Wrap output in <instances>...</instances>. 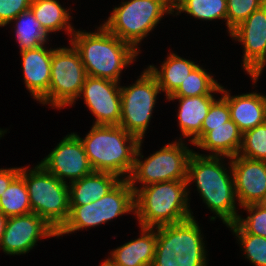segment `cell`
I'll return each mask as SVG.
<instances>
[{"label": "cell", "instance_id": "20", "mask_svg": "<svg viewBox=\"0 0 266 266\" xmlns=\"http://www.w3.org/2000/svg\"><path fill=\"white\" fill-rule=\"evenodd\" d=\"M169 101L179 100L178 124L182 136L190 138L194 144L201 138V129L205 117L208 115L213 96H194V97H169Z\"/></svg>", "mask_w": 266, "mask_h": 266}, {"label": "cell", "instance_id": "7", "mask_svg": "<svg viewBox=\"0 0 266 266\" xmlns=\"http://www.w3.org/2000/svg\"><path fill=\"white\" fill-rule=\"evenodd\" d=\"M181 139L163 146L144 160H141L144 156L141 153L143 142L140 140L134 167L128 178L131 187L135 188L138 182L145 187L159 182L186 180L189 158L194 151Z\"/></svg>", "mask_w": 266, "mask_h": 266}, {"label": "cell", "instance_id": "13", "mask_svg": "<svg viewBox=\"0 0 266 266\" xmlns=\"http://www.w3.org/2000/svg\"><path fill=\"white\" fill-rule=\"evenodd\" d=\"M48 237H57V231L37 214L11 216L7 217L0 248L7 255L26 254L38 240Z\"/></svg>", "mask_w": 266, "mask_h": 266}, {"label": "cell", "instance_id": "27", "mask_svg": "<svg viewBox=\"0 0 266 266\" xmlns=\"http://www.w3.org/2000/svg\"><path fill=\"white\" fill-rule=\"evenodd\" d=\"M222 85L212 75L197 66L170 97L214 96L221 93Z\"/></svg>", "mask_w": 266, "mask_h": 266}, {"label": "cell", "instance_id": "37", "mask_svg": "<svg viewBox=\"0 0 266 266\" xmlns=\"http://www.w3.org/2000/svg\"><path fill=\"white\" fill-rule=\"evenodd\" d=\"M7 217L0 212V242L4 233Z\"/></svg>", "mask_w": 266, "mask_h": 266}, {"label": "cell", "instance_id": "8", "mask_svg": "<svg viewBox=\"0 0 266 266\" xmlns=\"http://www.w3.org/2000/svg\"><path fill=\"white\" fill-rule=\"evenodd\" d=\"M135 212L134 190L128 179H122L112 190L97 201L86 205H70V214L57 232V237L84 228L107 223L125 213Z\"/></svg>", "mask_w": 266, "mask_h": 266}, {"label": "cell", "instance_id": "26", "mask_svg": "<svg viewBox=\"0 0 266 266\" xmlns=\"http://www.w3.org/2000/svg\"><path fill=\"white\" fill-rule=\"evenodd\" d=\"M0 212L6 217L32 213L28 189L24 178L20 174L1 194Z\"/></svg>", "mask_w": 266, "mask_h": 266}, {"label": "cell", "instance_id": "35", "mask_svg": "<svg viewBox=\"0 0 266 266\" xmlns=\"http://www.w3.org/2000/svg\"><path fill=\"white\" fill-rule=\"evenodd\" d=\"M152 266H207V257H189L186 254L176 257L155 256Z\"/></svg>", "mask_w": 266, "mask_h": 266}, {"label": "cell", "instance_id": "23", "mask_svg": "<svg viewBox=\"0 0 266 266\" xmlns=\"http://www.w3.org/2000/svg\"><path fill=\"white\" fill-rule=\"evenodd\" d=\"M197 66L198 64L195 62L170 52L160 70L154 65L147 68L157 79L161 92H164L166 98H169Z\"/></svg>", "mask_w": 266, "mask_h": 266}, {"label": "cell", "instance_id": "9", "mask_svg": "<svg viewBox=\"0 0 266 266\" xmlns=\"http://www.w3.org/2000/svg\"><path fill=\"white\" fill-rule=\"evenodd\" d=\"M71 47L54 48L51 60V78L48 93L39 101L54 109L72 106L82 91L87 73L80 55Z\"/></svg>", "mask_w": 266, "mask_h": 266}, {"label": "cell", "instance_id": "39", "mask_svg": "<svg viewBox=\"0 0 266 266\" xmlns=\"http://www.w3.org/2000/svg\"><path fill=\"white\" fill-rule=\"evenodd\" d=\"M100 266H112L107 260H104Z\"/></svg>", "mask_w": 266, "mask_h": 266}, {"label": "cell", "instance_id": "36", "mask_svg": "<svg viewBox=\"0 0 266 266\" xmlns=\"http://www.w3.org/2000/svg\"><path fill=\"white\" fill-rule=\"evenodd\" d=\"M21 167L0 168V196L9 187L10 183L20 174Z\"/></svg>", "mask_w": 266, "mask_h": 266}, {"label": "cell", "instance_id": "6", "mask_svg": "<svg viewBox=\"0 0 266 266\" xmlns=\"http://www.w3.org/2000/svg\"><path fill=\"white\" fill-rule=\"evenodd\" d=\"M20 175L28 189L32 212L58 232L70 214L68 183L50 174L39 163L32 170L21 167Z\"/></svg>", "mask_w": 266, "mask_h": 266}, {"label": "cell", "instance_id": "19", "mask_svg": "<svg viewBox=\"0 0 266 266\" xmlns=\"http://www.w3.org/2000/svg\"><path fill=\"white\" fill-rule=\"evenodd\" d=\"M221 95L227 100L231 120L242 133L266 122L265 96L257 92L231 96L224 86Z\"/></svg>", "mask_w": 266, "mask_h": 266}, {"label": "cell", "instance_id": "15", "mask_svg": "<svg viewBox=\"0 0 266 266\" xmlns=\"http://www.w3.org/2000/svg\"><path fill=\"white\" fill-rule=\"evenodd\" d=\"M80 96L96 118L94 125H119L122 106L118 82L87 76Z\"/></svg>", "mask_w": 266, "mask_h": 266}, {"label": "cell", "instance_id": "30", "mask_svg": "<svg viewBox=\"0 0 266 266\" xmlns=\"http://www.w3.org/2000/svg\"><path fill=\"white\" fill-rule=\"evenodd\" d=\"M239 156L266 161V122L243 133Z\"/></svg>", "mask_w": 266, "mask_h": 266}, {"label": "cell", "instance_id": "1", "mask_svg": "<svg viewBox=\"0 0 266 266\" xmlns=\"http://www.w3.org/2000/svg\"><path fill=\"white\" fill-rule=\"evenodd\" d=\"M223 159L222 156L193 152L188 162L186 183H196L206 206L227 226L236 222L239 215L231 163L228 162L227 170Z\"/></svg>", "mask_w": 266, "mask_h": 266}, {"label": "cell", "instance_id": "10", "mask_svg": "<svg viewBox=\"0 0 266 266\" xmlns=\"http://www.w3.org/2000/svg\"><path fill=\"white\" fill-rule=\"evenodd\" d=\"M160 92L157 79L148 68L144 69L134 84L121 86L119 126L143 141Z\"/></svg>", "mask_w": 266, "mask_h": 266}, {"label": "cell", "instance_id": "22", "mask_svg": "<svg viewBox=\"0 0 266 266\" xmlns=\"http://www.w3.org/2000/svg\"><path fill=\"white\" fill-rule=\"evenodd\" d=\"M243 133L230 119L218 127H211L194 145L212 153L209 156H223L227 159L238 155Z\"/></svg>", "mask_w": 266, "mask_h": 266}, {"label": "cell", "instance_id": "38", "mask_svg": "<svg viewBox=\"0 0 266 266\" xmlns=\"http://www.w3.org/2000/svg\"><path fill=\"white\" fill-rule=\"evenodd\" d=\"M171 3V6L174 8L181 0H169Z\"/></svg>", "mask_w": 266, "mask_h": 266}, {"label": "cell", "instance_id": "3", "mask_svg": "<svg viewBox=\"0 0 266 266\" xmlns=\"http://www.w3.org/2000/svg\"><path fill=\"white\" fill-rule=\"evenodd\" d=\"M93 171L107 172L128 179L140 140L119 125H92L81 138Z\"/></svg>", "mask_w": 266, "mask_h": 266}, {"label": "cell", "instance_id": "16", "mask_svg": "<svg viewBox=\"0 0 266 266\" xmlns=\"http://www.w3.org/2000/svg\"><path fill=\"white\" fill-rule=\"evenodd\" d=\"M240 207L263 203L266 198V161L239 155L229 158Z\"/></svg>", "mask_w": 266, "mask_h": 266}, {"label": "cell", "instance_id": "31", "mask_svg": "<svg viewBox=\"0 0 266 266\" xmlns=\"http://www.w3.org/2000/svg\"><path fill=\"white\" fill-rule=\"evenodd\" d=\"M264 4L266 0H227L226 26L229 34Z\"/></svg>", "mask_w": 266, "mask_h": 266}, {"label": "cell", "instance_id": "32", "mask_svg": "<svg viewBox=\"0 0 266 266\" xmlns=\"http://www.w3.org/2000/svg\"><path fill=\"white\" fill-rule=\"evenodd\" d=\"M250 216L242 218L240 215L236 223L248 234L266 238V205L264 203L243 206Z\"/></svg>", "mask_w": 266, "mask_h": 266}, {"label": "cell", "instance_id": "33", "mask_svg": "<svg viewBox=\"0 0 266 266\" xmlns=\"http://www.w3.org/2000/svg\"><path fill=\"white\" fill-rule=\"evenodd\" d=\"M231 119L230 109L227 100L221 96L215 99L209 109L208 115L205 117L201 129V137L211 131V127H218L225 124Z\"/></svg>", "mask_w": 266, "mask_h": 266}, {"label": "cell", "instance_id": "14", "mask_svg": "<svg viewBox=\"0 0 266 266\" xmlns=\"http://www.w3.org/2000/svg\"><path fill=\"white\" fill-rule=\"evenodd\" d=\"M203 238L194 216L177 224L158 226L155 256L206 257Z\"/></svg>", "mask_w": 266, "mask_h": 266}, {"label": "cell", "instance_id": "24", "mask_svg": "<svg viewBox=\"0 0 266 266\" xmlns=\"http://www.w3.org/2000/svg\"><path fill=\"white\" fill-rule=\"evenodd\" d=\"M30 9L35 18L41 23L42 28L49 34L60 30H65L70 37L75 32L70 19V9L63 8L57 0H32Z\"/></svg>", "mask_w": 266, "mask_h": 266}, {"label": "cell", "instance_id": "18", "mask_svg": "<svg viewBox=\"0 0 266 266\" xmlns=\"http://www.w3.org/2000/svg\"><path fill=\"white\" fill-rule=\"evenodd\" d=\"M140 228L139 238L117 247L105 260L112 266H152L156 251L157 227Z\"/></svg>", "mask_w": 266, "mask_h": 266}, {"label": "cell", "instance_id": "21", "mask_svg": "<svg viewBox=\"0 0 266 266\" xmlns=\"http://www.w3.org/2000/svg\"><path fill=\"white\" fill-rule=\"evenodd\" d=\"M121 180V178L111 173L93 171L91 174L68 185L69 205H86L97 201Z\"/></svg>", "mask_w": 266, "mask_h": 266}, {"label": "cell", "instance_id": "4", "mask_svg": "<svg viewBox=\"0 0 266 266\" xmlns=\"http://www.w3.org/2000/svg\"><path fill=\"white\" fill-rule=\"evenodd\" d=\"M186 180L133 188L135 214L140 227L177 224L193 217Z\"/></svg>", "mask_w": 266, "mask_h": 266}, {"label": "cell", "instance_id": "25", "mask_svg": "<svg viewBox=\"0 0 266 266\" xmlns=\"http://www.w3.org/2000/svg\"><path fill=\"white\" fill-rule=\"evenodd\" d=\"M13 20L16 23L14 29L20 52L38 48L47 43L49 34L42 28L30 8Z\"/></svg>", "mask_w": 266, "mask_h": 266}, {"label": "cell", "instance_id": "5", "mask_svg": "<svg viewBox=\"0 0 266 266\" xmlns=\"http://www.w3.org/2000/svg\"><path fill=\"white\" fill-rule=\"evenodd\" d=\"M173 11L169 0H130L115 6L102 25L141 52L139 43L157 26L164 14H173Z\"/></svg>", "mask_w": 266, "mask_h": 266}, {"label": "cell", "instance_id": "12", "mask_svg": "<svg viewBox=\"0 0 266 266\" xmlns=\"http://www.w3.org/2000/svg\"><path fill=\"white\" fill-rule=\"evenodd\" d=\"M39 164L62 182L69 180L68 184L93 172L83 144L74 132L66 135Z\"/></svg>", "mask_w": 266, "mask_h": 266}, {"label": "cell", "instance_id": "2", "mask_svg": "<svg viewBox=\"0 0 266 266\" xmlns=\"http://www.w3.org/2000/svg\"><path fill=\"white\" fill-rule=\"evenodd\" d=\"M84 31L76 30L70 38V44L79 53L87 76L120 83L123 68L136 61L139 52L110 33L102 24L97 32Z\"/></svg>", "mask_w": 266, "mask_h": 266}, {"label": "cell", "instance_id": "34", "mask_svg": "<svg viewBox=\"0 0 266 266\" xmlns=\"http://www.w3.org/2000/svg\"><path fill=\"white\" fill-rule=\"evenodd\" d=\"M32 0H0V27L6 26L30 8Z\"/></svg>", "mask_w": 266, "mask_h": 266}, {"label": "cell", "instance_id": "28", "mask_svg": "<svg viewBox=\"0 0 266 266\" xmlns=\"http://www.w3.org/2000/svg\"><path fill=\"white\" fill-rule=\"evenodd\" d=\"M173 10H175L173 12L177 11L176 15L185 12L196 19L205 21L214 19L226 21L227 0H181Z\"/></svg>", "mask_w": 266, "mask_h": 266}, {"label": "cell", "instance_id": "40", "mask_svg": "<svg viewBox=\"0 0 266 266\" xmlns=\"http://www.w3.org/2000/svg\"><path fill=\"white\" fill-rule=\"evenodd\" d=\"M7 131H6V129L5 130H2V129H0V138L4 135V133H6Z\"/></svg>", "mask_w": 266, "mask_h": 266}, {"label": "cell", "instance_id": "17", "mask_svg": "<svg viewBox=\"0 0 266 266\" xmlns=\"http://www.w3.org/2000/svg\"><path fill=\"white\" fill-rule=\"evenodd\" d=\"M38 48L21 51L24 84L29 93L40 101L49 91L51 60L54 49Z\"/></svg>", "mask_w": 266, "mask_h": 266}, {"label": "cell", "instance_id": "29", "mask_svg": "<svg viewBox=\"0 0 266 266\" xmlns=\"http://www.w3.org/2000/svg\"><path fill=\"white\" fill-rule=\"evenodd\" d=\"M238 238L242 251L253 266H266V238L246 233L236 222L227 225Z\"/></svg>", "mask_w": 266, "mask_h": 266}, {"label": "cell", "instance_id": "11", "mask_svg": "<svg viewBox=\"0 0 266 266\" xmlns=\"http://www.w3.org/2000/svg\"><path fill=\"white\" fill-rule=\"evenodd\" d=\"M229 35L244 45L242 67L256 84L266 66V4L254 11Z\"/></svg>", "mask_w": 266, "mask_h": 266}]
</instances>
